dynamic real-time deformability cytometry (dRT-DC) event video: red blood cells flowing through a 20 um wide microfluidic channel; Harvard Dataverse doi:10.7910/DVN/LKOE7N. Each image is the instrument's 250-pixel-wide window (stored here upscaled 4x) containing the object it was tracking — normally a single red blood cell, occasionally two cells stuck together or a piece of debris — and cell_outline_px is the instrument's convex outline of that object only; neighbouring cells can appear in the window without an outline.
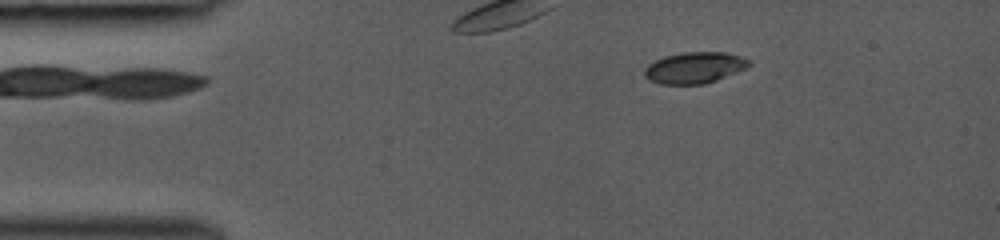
{"species": "common noctule bat (a hibernating species)", "species_latin": "Nyctalus noctula", "temperature_condition": "room temperature", "stored_images_in_passage": 37, "camera_frame_rate_fps": 3000, "um_per_image_px": 0.085, "animal": {"sex": "female", "body_mass_g": 19.0, "forearm_length_mm": 53.3}, "frame": {"image": 1, "passage_image": 1, "time_ms": 0.0, "image_size_px": [1000, 240], "cell_outline_px": [[752, 64], [736, 72], [716, 80], [704, 84], [660, 84], [648, 80], [644, 76], [644, 68], [648, 64], [664, 56], [684, 52], [724, 52], [740, 56], [748, 60]], "centroid_in_image_um": [58.99, 5.75], "position_along_channel_um": 26.0, "area_um2": 18.96}}
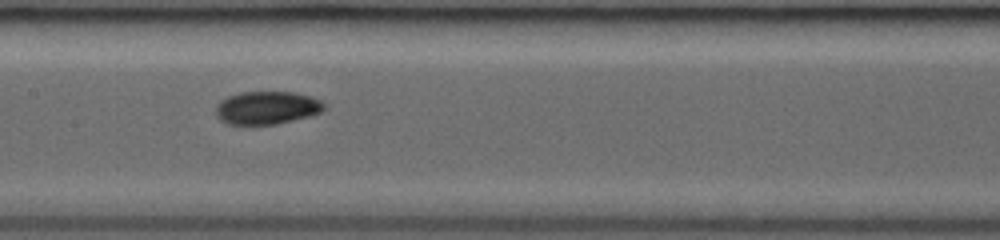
{"frame": {"image": 2, "passage_image": 16, "time_ms": 5.0, "image_size_px": [1000, 240], "cell_outline_px": [[328, 108], [320, 112], [308, 116], [276, 124], [228, 124], [220, 120], [216, 116], [216, 104], [220, 100], [228, 96], [240, 92], [292, 92], [312, 96], [320, 100]], "centroid_in_image_um": [22.67, 9.15], "position_along_channel_um": 184.7, "area_um2": 20.87}}
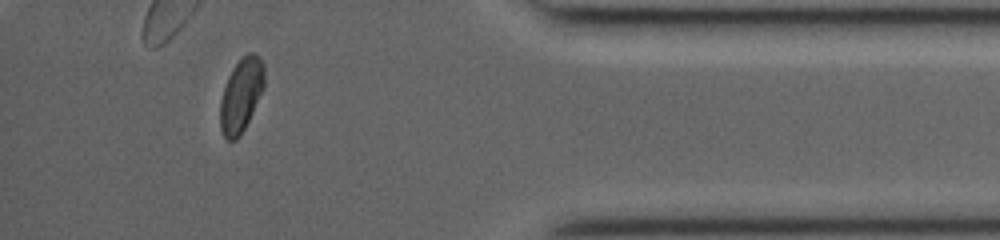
{"frame": {"image": 3, "passage_image": 33, "time_ms": 10.667, "image_size_px": [1000, 240], "cell_outline_px": [[264, 84], [252, 112], [240, 136], [236, 140], [228, 140], [224, 136], [220, 128], [220, 100], [228, 76], [232, 68], [248, 52], [252, 52], [260, 56], [264, 64]], "centroid_in_image_um": [20.48, 8.07], "position_along_channel_um": 414.7, "area_um2": 18.67}}